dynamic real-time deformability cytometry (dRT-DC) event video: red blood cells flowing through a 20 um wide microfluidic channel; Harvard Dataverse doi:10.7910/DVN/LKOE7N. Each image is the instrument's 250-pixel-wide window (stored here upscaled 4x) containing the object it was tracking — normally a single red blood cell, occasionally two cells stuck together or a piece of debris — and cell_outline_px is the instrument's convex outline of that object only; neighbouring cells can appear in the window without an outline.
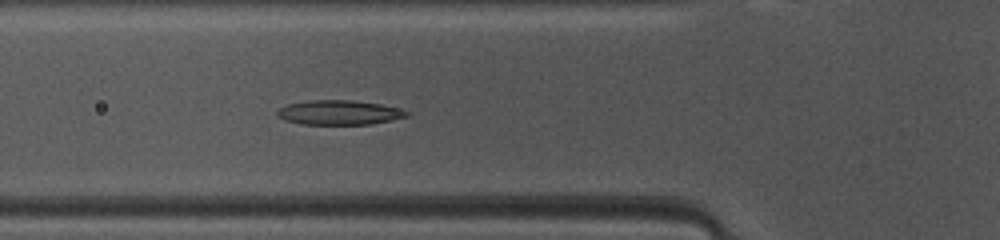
{"species": "common noctule bat (a hibernating species)", "species_latin": "Nyctalus noctula", "temperature_condition": "warm", "stored_images_in_passage": 39, "camera_frame_rate_fps": 3000, "um_per_image_px": 0.085, "animal": {"sex": "female", "body_mass_g": 10.0, "forearm_length_mm": 53.1}, "frame": {"image": 1, "passage_image": 7, "time_ms": 2.0, "image_size_px": [1000, 240], "cell_outline_px": [[408, 116], [368, 124], [304, 124], [284, 120], [276, 112], [280, 108], [288, 104], [308, 100], [352, 100], [380, 104], [396, 108], [408, 112]], "centroid_in_image_um": [28.78, 9.55], "position_along_channel_um": 97.0, "area_um2": 18.09}}
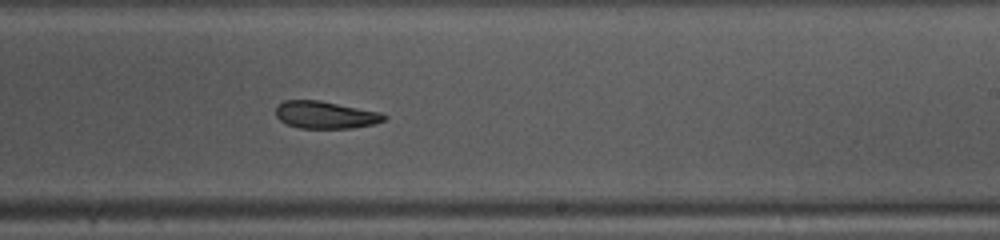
{"frame": {"image": 2, "passage_image": 19, "time_ms": 6.0, "image_size_px": [1000, 240], "cell_outline_px": [[388, 116], [384, 120], [372, 124], [352, 128], [300, 128], [288, 124], [280, 120], [276, 116], [276, 104], [284, 100], [320, 100], [380, 112]], "centroid_in_image_um": [27.63, 9.75], "position_along_channel_um": 261.4, "area_um2": 17.22}}
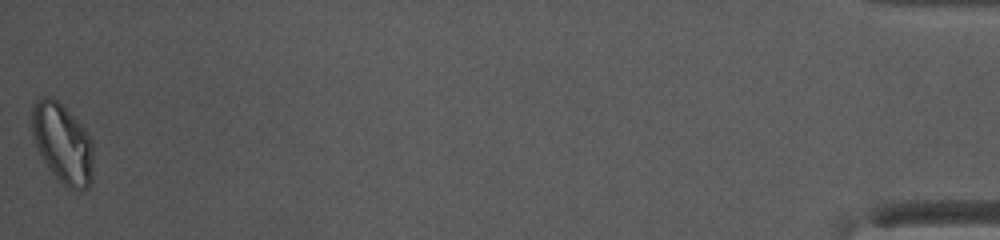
{"frame": {"image": 3, "passage_image": 39, "time_ms": 12.667, "image_size_px": [1000, 240], "cell_outline_px": [[92, 180], [88, 188], [68, 188], [52, 172], [44, 160], [36, 144], [32, 132], [32, 108], [36, 100], [44, 96], [52, 96], [84, 128], [92, 140]], "centroid_in_image_um": [5.32, 12.16], "position_along_channel_um": 429.9, "area_um2": 27.8}, "authors_computed_cell_mechanics": {"area_um2": 18.496, "velocity_mm_per_s": 4.1004, "shape_relaxation_time_tau1_ms": 3.5004, "shape_relaxation_time_tau2_ms": 4.2132, "deformation_change_tau1": 0.1197, "deformation_change_tau2": 0.0902}}